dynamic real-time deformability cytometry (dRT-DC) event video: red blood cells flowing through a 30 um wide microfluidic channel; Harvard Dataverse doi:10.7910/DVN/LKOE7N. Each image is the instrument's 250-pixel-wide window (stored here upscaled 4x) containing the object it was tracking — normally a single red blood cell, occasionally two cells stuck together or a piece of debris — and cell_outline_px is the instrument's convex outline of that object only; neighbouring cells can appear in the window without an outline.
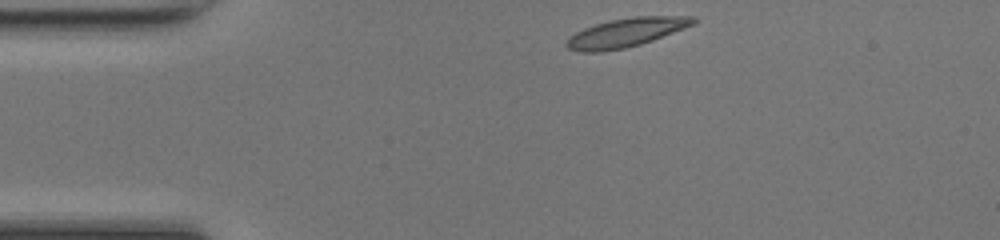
{"species": "common noctule bat (a hibernating species)", "species_latin": "Nyctalus noctula", "temperature_condition": "room temperature", "stored_images_in_passage": 40, "camera_frame_rate_fps": 3000, "um_per_image_px": 0.085, "animal": {"sex": "female", "body_mass_g": 17.0, "forearm_length_mm": 48.0}, "frame": {"image": 1, "passage_image": 1, "time_ms": 0.0, "image_size_px": [1000, 240], "cell_outline_px": [[700, 20], [696, 24], [652, 40], [640, 44], [624, 48], [600, 52], [580, 52], [568, 48], [564, 44], [568, 36], [584, 28], [608, 20], [632, 16], [696, 16]], "centroid_in_image_um": [53.23, 2.75], "position_along_channel_um": 31.8, "area_um2": 21.56}}
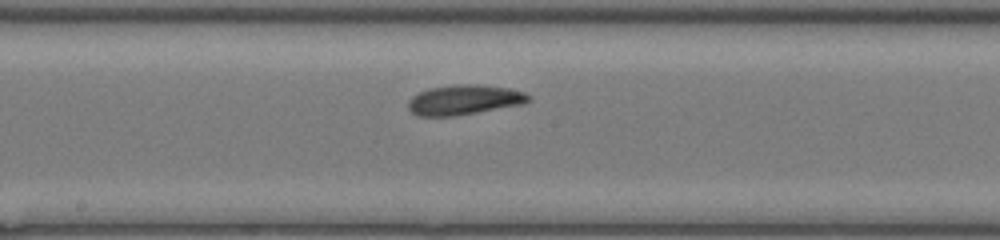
{"frame": {"image": 2, "passage_image": 17, "time_ms": 5.333, "image_size_px": [1000, 240], "cell_outline_px": [[532, 100], [524, 104], [456, 116], [416, 116], [408, 108], [408, 100], [412, 96], [428, 88], [452, 84], [480, 84], [508, 88], [524, 92], [532, 96]], "centroid_in_image_um": [39.47, 8.48], "position_along_channel_um": 208.7, "area_um2": 21.33}}
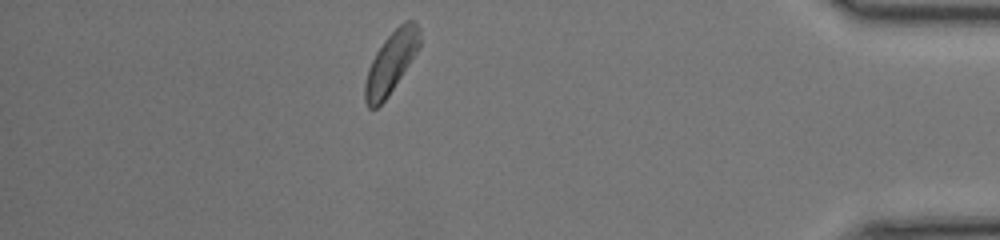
{"frame": {"image": 3, "passage_image": 34, "time_ms": 11.0, "image_size_px": [1000, 240], "cell_outline_px": [[420, 44], [416, 52], [388, 96], [376, 108], [368, 108], [364, 100], [364, 84], [368, 68], [376, 52], [384, 40], [404, 20], [416, 20], [420, 28]], "centroid_in_image_um": [33.23, 5.29], "position_along_channel_um": 402.0, "area_um2": 19.36}, "authors_computed_cell_mechanics": {"area_um2": 20.0855, "velocity_mm_per_s": 4.2468, "shape_relaxation_time_tau1_ms": 3.8198, "shape_relaxation_time_tau2_ms": 3.0174, "deformation_change_tau1": 0.1088, "deformation_change_tau2": 0.0831}}